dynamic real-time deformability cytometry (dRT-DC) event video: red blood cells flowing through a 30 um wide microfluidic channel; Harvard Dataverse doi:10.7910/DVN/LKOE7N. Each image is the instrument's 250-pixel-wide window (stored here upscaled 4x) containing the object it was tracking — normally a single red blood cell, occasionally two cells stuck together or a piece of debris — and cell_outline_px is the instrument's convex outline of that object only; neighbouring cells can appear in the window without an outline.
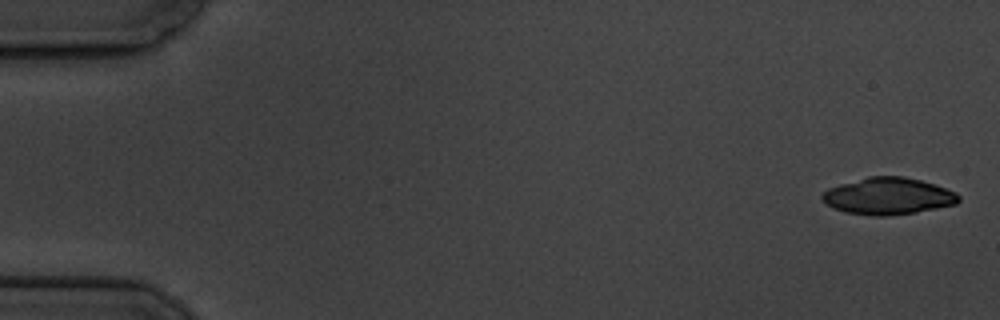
{"species": "common noctule bat (a hibernating species)", "species_latin": "Nyctalus noctula", "temperature_condition": "cold", "stored_images_in_passage": 9, "camera_frame_rate_fps": 3000, "um_per_image_px": 0.085, "animal": {"sex": "male", "body_mass_g": 19.5, "forearm_length_mm": 54.6}, "frame": {"image": 1, "passage_image": 1, "time_ms": 0.0, "image_size_px": [1000, 320], "cell_outline_px": [[960, 200], [956, 204], [916, 212], [888, 216], [872, 216], [844, 212], [828, 204], [820, 196], [828, 188], [840, 184], [868, 176], [904, 176], [936, 184], [956, 192], [960, 196]], "centroid_in_image_um": [75.52, 16.66], "position_along_channel_um": 9.5, "area_um2": 29.3}}